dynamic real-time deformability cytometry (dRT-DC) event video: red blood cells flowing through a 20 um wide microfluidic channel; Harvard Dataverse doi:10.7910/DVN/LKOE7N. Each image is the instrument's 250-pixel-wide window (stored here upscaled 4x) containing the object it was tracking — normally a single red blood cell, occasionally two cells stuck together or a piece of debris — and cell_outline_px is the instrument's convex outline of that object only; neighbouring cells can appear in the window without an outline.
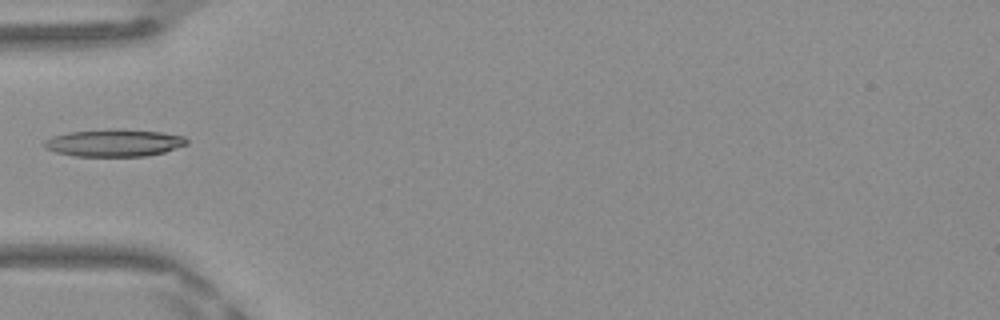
{"species": "Egyptian fruit bat (a non-hibernating species)", "species_latin": "Rousettus aegyptiacus", "temperature_condition": "warm", "stored_images_in_passage": 33, "camera_frame_rate_fps": 3000, "um_per_image_px": 0.085, "frame": {"image": 1, "passage_image": 1, "time_ms": 0.0, "image_size_px": [1000, 320], "cell_outline_px": [[188, 144], [164, 152], [144, 156], [76, 156], [56, 152], [44, 148], [44, 140], [52, 136], [68, 132], [112, 128], [160, 132], [184, 136], [188, 140]], "centroid_in_image_um": [9.68, 12.13], "position_along_channel_um": 75.3, "area_um2": 22.72}}
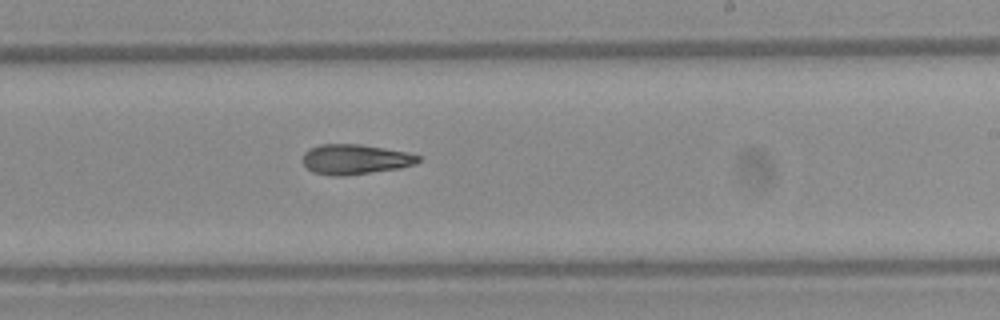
{"frame": {"image": 2, "passage_image": 14, "time_ms": 4.333, "image_size_px": [1000, 320], "cell_outline_px": [[420, 160], [416, 164], [400, 168], [344, 176], [332, 176], [312, 172], [300, 160], [304, 152], [308, 148], [320, 144], [360, 144], [408, 152], [420, 156]], "centroid_in_image_um": [30.15, 13.54], "position_along_channel_um": 258.8, "area_um2": 20.46}}
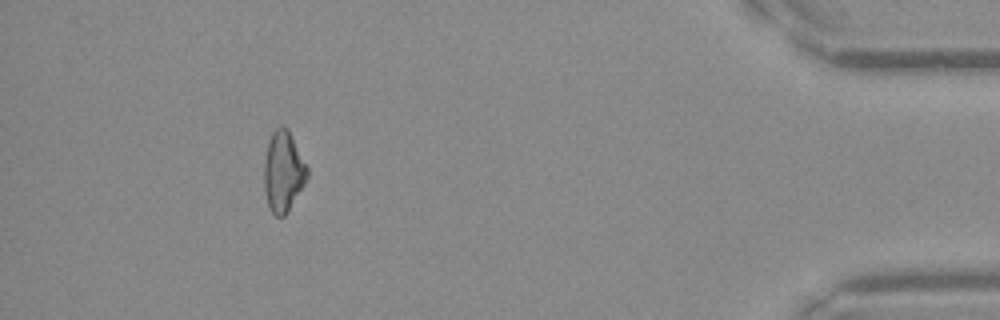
{"frame": {"image": 3, "passage_image": 29, "time_ms": 9.333, "image_size_px": [1000, 320], "cell_outline_px": [[308, 176], [304, 184], [284, 216], [276, 216], [268, 208], [264, 192], [264, 156], [272, 132], [276, 128], [288, 128], [308, 168]], "centroid_in_image_um": [24.06, 14.59], "position_along_channel_um": 411.1, "area_um2": 20.06}}